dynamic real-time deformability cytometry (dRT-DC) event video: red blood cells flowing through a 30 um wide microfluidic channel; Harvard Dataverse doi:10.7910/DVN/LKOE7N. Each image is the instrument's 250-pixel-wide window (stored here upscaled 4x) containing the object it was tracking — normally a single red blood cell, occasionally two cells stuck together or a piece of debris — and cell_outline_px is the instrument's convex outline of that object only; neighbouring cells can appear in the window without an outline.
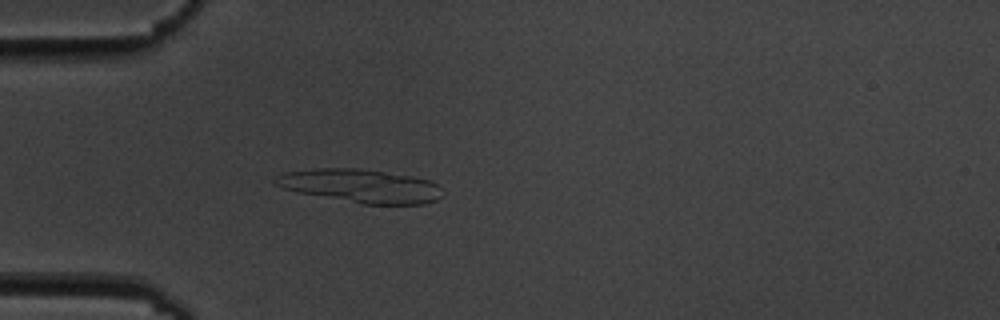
{"species": "common noctule bat (a hibernating species)", "species_latin": "Nyctalus noctula", "temperature_condition": "cold", "stored_images_in_passage": 4, "camera_frame_rate_fps": 3000, "um_per_image_px": 0.085, "animal": {"sex": "male", "body_mass_g": 19.5, "forearm_length_mm": 54.6}, "frame": {"image": 1, "passage_image": 4, "time_ms": 4.333, "image_size_px": [1000, 320], "cell_outline_px": [[444, 196], [436, 200], [424, 204], [364, 204], [296, 192], [272, 184], [272, 180], [276, 176], [284, 172], [312, 168], [356, 168], [412, 176], [428, 180], [436, 184], [444, 192]], "centroid_in_image_um": [30.63, 15.8], "position_along_channel_um": 54.4, "area_um2": 32.71}}